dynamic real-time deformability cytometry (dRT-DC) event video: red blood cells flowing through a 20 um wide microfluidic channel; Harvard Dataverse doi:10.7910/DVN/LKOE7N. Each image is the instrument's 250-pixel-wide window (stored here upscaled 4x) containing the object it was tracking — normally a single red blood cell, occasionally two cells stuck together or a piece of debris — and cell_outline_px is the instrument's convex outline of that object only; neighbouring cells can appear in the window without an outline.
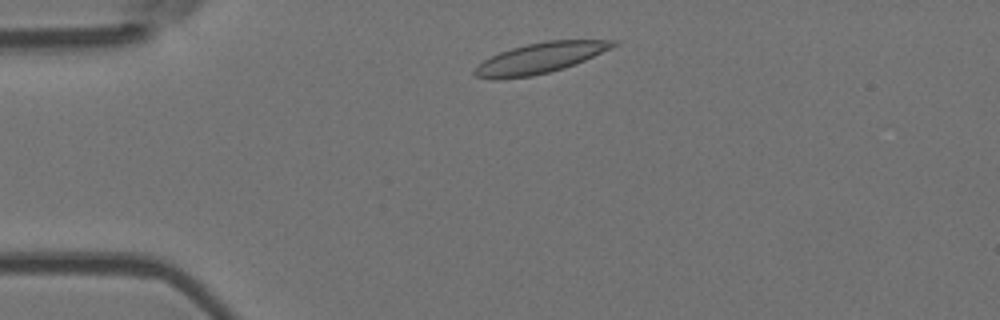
{"species": "Egyptian fruit bat (a non-hibernating species)", "species_latin": "Rousettus aegyptiacus", "temperature_condition": "room temperature", "stored_images_in_passage": 46, "camera_frame_rate_fps": 3000, "um_per_image_px": 0.085, "animal": {"sex": "female"}, "frame": {"image": 1, "passage_image": 4, "time_ms": 1.0, "image_size_px": [1000, 320], "cell_outline_px": [[620, 44], [612, 48], [576, 64], [564, 68], [532, 76], [496, 80], [476, 76], [472, 72], [484, 60], [500, 52], [512, 48], [528, 44], [548, 40], [620, 40]], "centroid_in_image_um": [45.96, 4.93], "position_along_channel_um": 39.0, "area_um2": 24.57}}
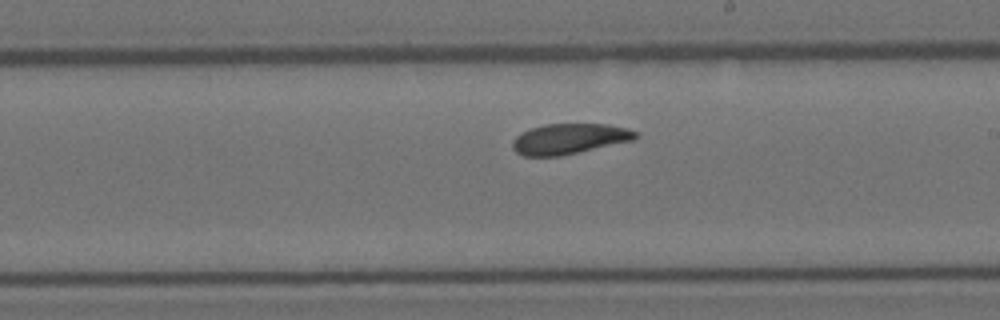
{"frame": {"image": 2, "passage_image": 23, "time_ms": 7.333, "image_size_px": [1000, 320], "cell_outline_px": [[640, 136], [636, 140], [560, 156], [524, 156], [516, 152], [512, 148], [512, 140], [516, 136], [532, 128], [544, 124], [608, 124], [628, 128], [636, 132]], "centroid_in_image_um": [48.43, 11.8], "position_along_channel_um": 240.6, "area_um2": 21.96}}
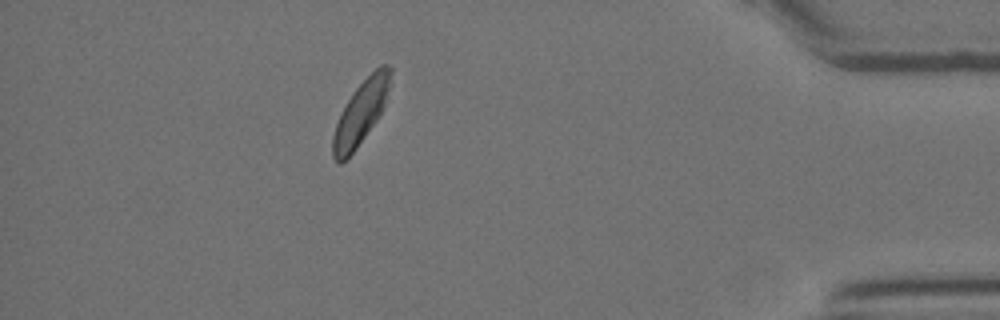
{"frame": {"image": 3, "passage_image": 40, "time_ms": 13.0, "image_size_px": [1000, 320], "cell_outline_px": [[392, 72], [384, 108], [376, 120], [356, 148], [340, 164], [336, 164], [332, 156], [332, 136], [336, 124], [352, 92], [380, 64], [388, 64], [392, 68]], "centroid_in_image_um": [30.67, 9.57], "position_along_channel_um": 404.5, "area_um2": 20.92}, "authors_computed_cell_mechanics": {"area_um2": 22.3108, "velocity_mm_per_s": 3.701, "shape_relaxation_time_tau1_ms": 4.7051, "shape_relaxation_time_tau2_ms": 3.115, "deformation_change_tau1": 0.1216, "deformation_change_tau2": 0.0596}}